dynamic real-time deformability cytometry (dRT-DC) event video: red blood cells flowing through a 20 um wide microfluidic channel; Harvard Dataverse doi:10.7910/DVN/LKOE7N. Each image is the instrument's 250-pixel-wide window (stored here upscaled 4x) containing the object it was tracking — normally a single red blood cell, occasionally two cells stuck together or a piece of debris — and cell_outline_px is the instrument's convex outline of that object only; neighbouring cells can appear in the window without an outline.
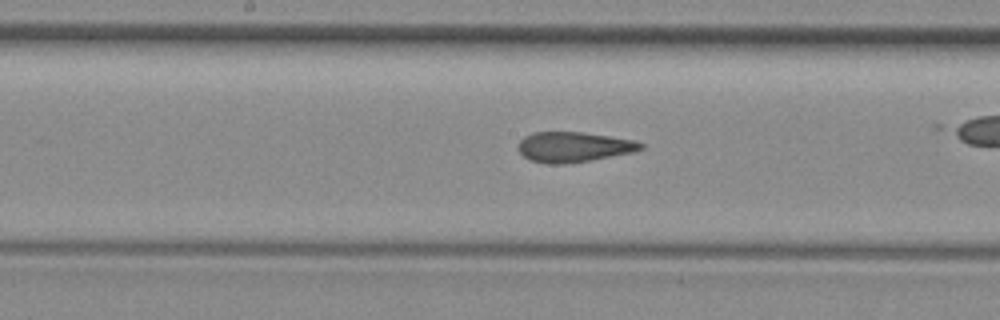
{"species": "common noctule bat (a hibernating species)", "species_latin": "Nyctalus noctula", "temperature_condition": "room temperature", "stored_images_in_passage": 33, "camera_frame_rate_fps": 3000, "um_per_image_px": 0.085, "animal": {"sex": "female", "body_mass_g": 29.2, "forearm_length_mm": 56.3}, "frame": {"image": 1, "passage_image": 19, "time_ms": 6.0, "image_size_px": [1000, 320], "cell_outline_px": [[644, 148], [632, 152], [592, 160], [564, 164], [548, 164], [528, 160], [516, 148], [520, 140], [524, 136], [532, 132], [584, 132], [632, 140], [644, 144]], "centroid_in_image_um": [48.7, 12.49], "position_along_channel_um": 199.5, "area_um2": 21.62}}
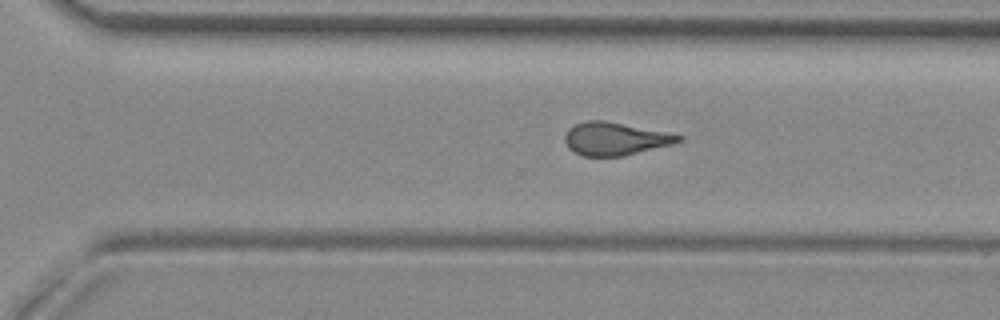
{"frame": {"image": 2, "passage_image": 28, "time_ms": 9.0, "image_size_px": [1000, 320], "cell_outline_px": [[684, 140], [672, 144], [624, 156], [580, 156], [572, 152], [568, 148], [564, 140], [564, 136], [568, 128], [576, 124], [588, 120], [604, 120], [668, 132], [684, 136]], "centroid_in_image_um": [52.27, 11.8], "position_along_channel_um": 318.3, "area_um2": 22.02}}